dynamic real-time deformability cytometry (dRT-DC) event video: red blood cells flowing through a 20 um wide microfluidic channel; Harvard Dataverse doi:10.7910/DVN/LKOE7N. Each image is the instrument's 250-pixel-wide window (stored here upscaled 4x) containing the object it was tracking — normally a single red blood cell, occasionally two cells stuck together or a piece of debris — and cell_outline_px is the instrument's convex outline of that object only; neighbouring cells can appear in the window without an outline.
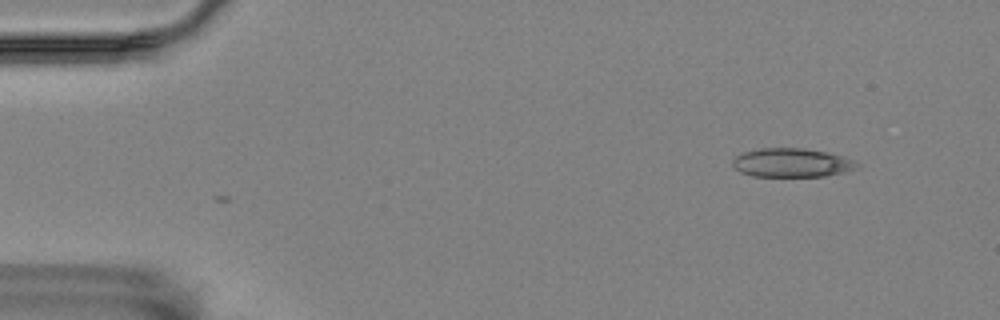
{"species": "Egyptian fruit bat (a non-hibernating species)", "species_latin": "Rousettus aegyptiacus", "temperature_condition": "room temperature", "stored_images_in_passage": 5, "camera_frame_rate_fps": 3000, "um_per_image_px": 0.085, "animal": {"sex": "female"}, "frame": {"image": 1, "passage_image": 2, "time_ms": 0.333, "image_size_px": [1000, 320], "cell_outline_px": [[860, 164], [856, 168], [844, 172], [824, 176], [752, 176], [740, 172], [732, 164], [732, 160], [736, 156], [744, 152], [760, 148], [804, 148], [828, 152], [844, 156], [856, 160]], "centroid_in_image_um": [67.33, 13.82], "position_along_channel_um": 17.7, "area_um2": 20.98}}